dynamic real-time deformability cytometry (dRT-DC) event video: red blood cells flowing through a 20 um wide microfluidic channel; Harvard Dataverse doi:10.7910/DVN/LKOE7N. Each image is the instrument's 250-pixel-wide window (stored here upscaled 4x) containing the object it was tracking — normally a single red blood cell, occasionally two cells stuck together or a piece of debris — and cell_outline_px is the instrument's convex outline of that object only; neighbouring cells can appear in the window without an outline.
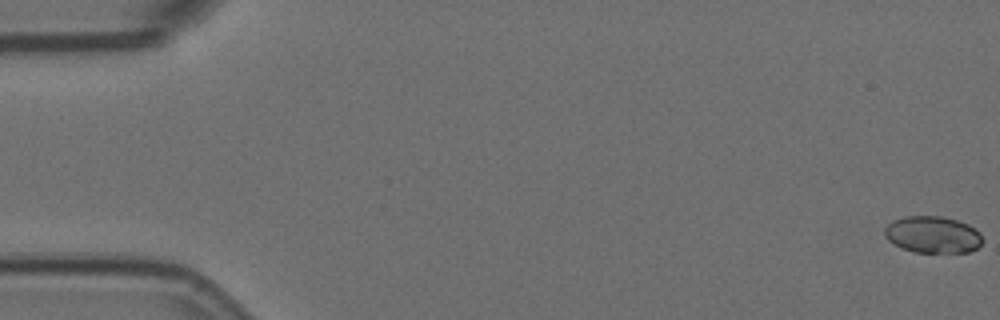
{"species": "Egyptian fruit bat (a non-hibernating species)", "species_latin": "Rousettus aegyptiacus", "temperature_condition": "room temperature", "stored_images_in_passage": 58, "camera_frame_rate_fps": 3000, "um_per_image_px": 0.085, "animal": {"sex": "female"}, "frame": {"image": 1, "passage_image": 1, "time_ms": 0.0, "image_size_px": [1000, 320], "cell_outline_px": [[984, 240], [976, 248], [968, 252], [912, 252], [888, 240], [884, 236], [884, 228], [892, 220], [904, 216], [940, 216], [956, 220], [968, 224], [976, 228], [980, 232]], "centroid_in_image_um": [79.29, 19.93], "position_along_channel_um": 5.7, "area_um2": 21.04}}
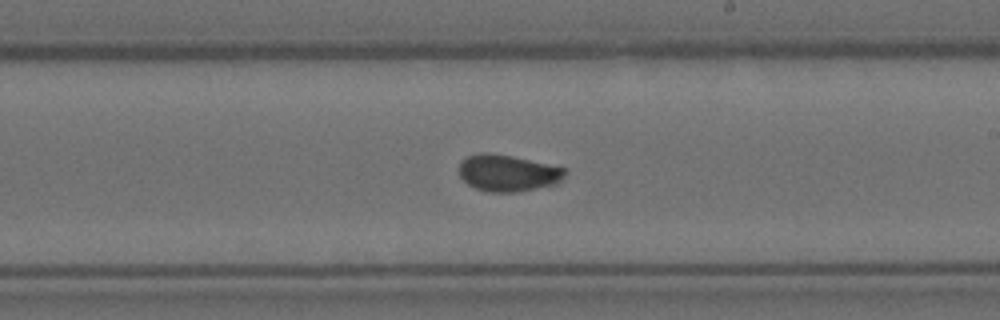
{"frame": {"image": 2, "passage_image": 34, "time_ms": 11.0, "image_size_px": [1000, 320], "cell_outline_px": [[568, 172], [560, 184], [516, 192], [488, 192], [476, 188], [468, 184], [460, 176], [460, 160], [468, 156], [480, 152], [488, 152], [512, 156], [568, 168]], "centroid_in_image_um": [43.23, 14.7], "position_along_channel_um": 245.8, "area_um2": 23.0}}
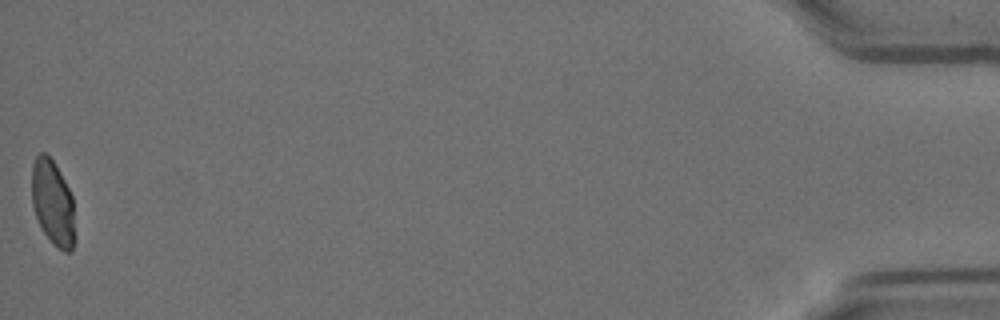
{"frame": {"image": 3, "passage_image": 58, "time_ms": 19.0, "image_size_px": [1000, 320], "cell_outline_px": [[72, 248], [68, 252], [64, 252], [52, 244], [44, 232], [36, 216], [32, 204], [32, 164], [36, 156], [40, 152], [44, 152], [52, 160], [60, 172], [72, 196]], "centroid_in_image_um": [4.44, 17.19], "position_along_channel_um": 430.8, "area_um2": 20.75}, "authors_computed_cell_mechanics": {"area_um2": 22.1952, "velocity_mm_per_s": 3.5568, "shape_relaxation_time_tau1_ms": 5.0004, "shape_relaxation_time_tau2_ms": 0.8235, "deformation_change_tau1": 0.0916, "deformation_change_tau2": 0.0433}}